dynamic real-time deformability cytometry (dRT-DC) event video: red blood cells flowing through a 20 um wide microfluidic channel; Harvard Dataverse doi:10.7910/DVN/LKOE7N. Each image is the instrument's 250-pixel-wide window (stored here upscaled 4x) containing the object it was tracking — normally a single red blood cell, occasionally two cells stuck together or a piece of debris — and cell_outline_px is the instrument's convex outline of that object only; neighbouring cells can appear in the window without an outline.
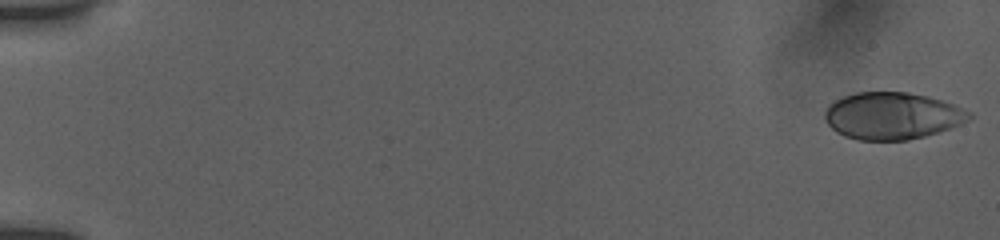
{"species": "human", "species_latin": "Homo sapiens", "temperature_condition": "room temperature", "stored_images_in_passage": 17, "camera_frame_rate_fps": 3000, "um_per_image_px": 0.085, "donor": {"sex": "female"}, "frame": {"image": 1, "passage_image": 1, "time_ms": 0.0, "image_size_px": [1000, 240], "cell_outline_px": [[972, 116], [968, 120], [960, 124], [924, 136], [908, 140], [856, 140], [844, 136], [836, 132], [824, 120], [824, 112], [828, 104], [844, 96], [856, 92], [908, 92], [928, 96], [952, 104], [972, 112]], "centroid_in_image_um": [75.8, 9.84], "position_along_channel_um": 9.2, "area_um2": 39.54}}
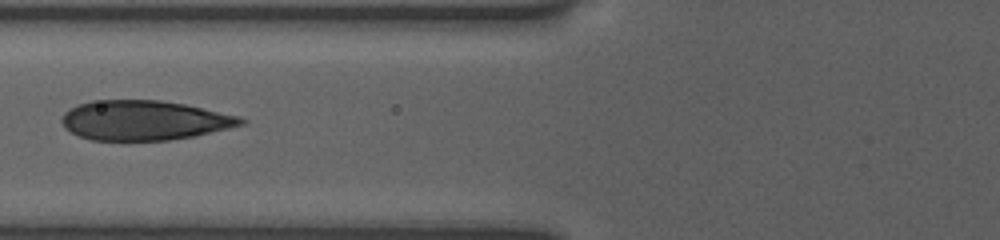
{"frame": {"image": 2, "passage_image": 15, "time_ms": 7.333, "image_size_px": [1000, 240], "cell_outline_px": [[248, 120], [244, 124], [228, 128], [192, 136], [168, 140], [92, 140], [80, 136], [64, 128], [60, 120], [64, 112], [80, 104], [92, 100], [160, 100], [184, 104], [240, 116]], "centroid_in_image_um": [12.25, 10.22], "position_along_channel_um": 113.6, "area_um2": 41.21}}
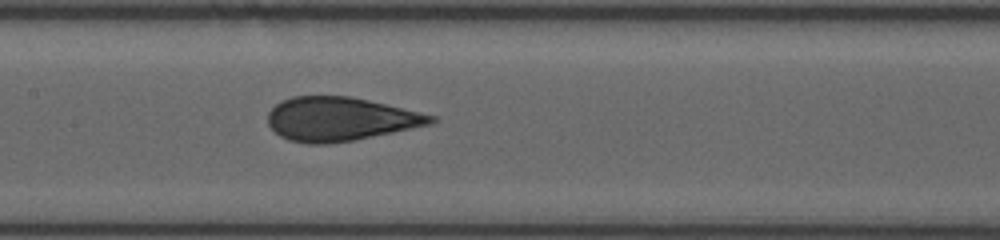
{"frame": {"image": 3, "passage_image": 17, "time_ms": 9.0, "image_size_px": [1000, 240], "cell_outline_px": [[436, 120], [432, 124], [352, 140], [328, 144], [308, 144], [288, 140], [280, 136], [268, 124], [268, 112], [280, 100], [292, 96], [352, 96], [436, 116]], "centroid_in_image_um": [28.87, 10.11], "position_along_channel_um": 178.5, "area_um2": 41.38}}